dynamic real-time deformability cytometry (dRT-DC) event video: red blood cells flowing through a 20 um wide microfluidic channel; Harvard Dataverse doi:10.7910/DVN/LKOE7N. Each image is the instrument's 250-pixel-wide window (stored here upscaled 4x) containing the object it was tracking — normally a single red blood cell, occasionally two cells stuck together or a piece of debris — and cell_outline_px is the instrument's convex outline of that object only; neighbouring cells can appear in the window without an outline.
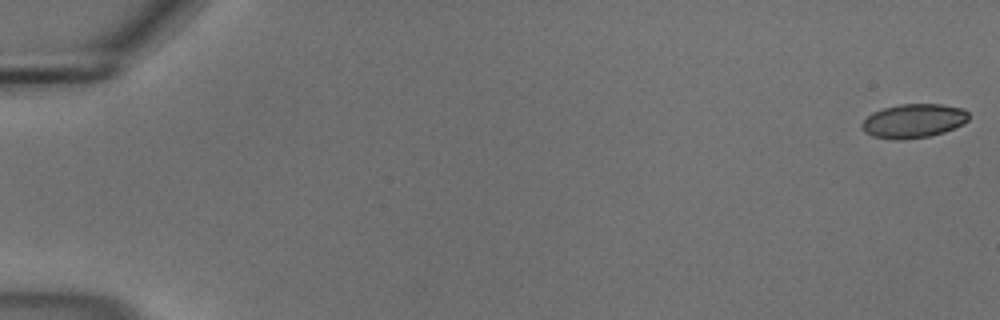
{"species": "common noctule bat (a hibernating species)", "species_latin": "Nyctalus noctula", "temperature_condition": "cold", "stored_images_in_passage": 55, "camera_frame_rate_fps": 3000, "um_per_image_px": 0.085, "animal": {"sex": "male", "body_mass_g": 18.8}, "frame": {"image": 1, "passage_image": 1, "time_ms": 0.0, "image_size_px": [1000, 320], "cell_outline_px": [[968, 120], [964, 124], [944, 132], [928, 136], [904, 140], [872, 136], [864, 132], [860, 124], [872, 112], [884, 108], [900, 104], [940, 104], [964, 108], [968, 112]], "centroid_in_image_um": [77.66, 10.27], "position_along_channel_um": 7.3, "area_um2": 21.15}}
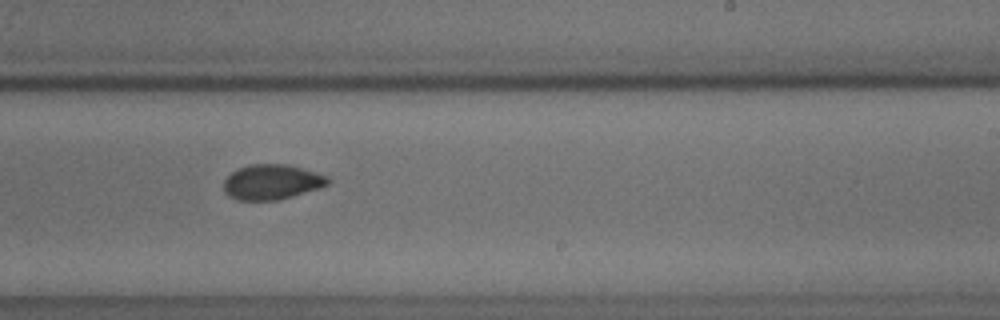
{"frame": {"image": 2, "passage_image": 35, "time_ms": 11.333, "image_size_px": [1000, 320], "cell_outline_px": [[328, 184], [320, 188], [280, 200], [236, 200], [228, 196], [224, 192], [224, 180], [236, 168], [248, 164], [288, 164], [328, 176]], "centroid_in_image_um": [23.07, 15.47], "position_along_channel_um": 265.9, "area_um2": 21.44}}
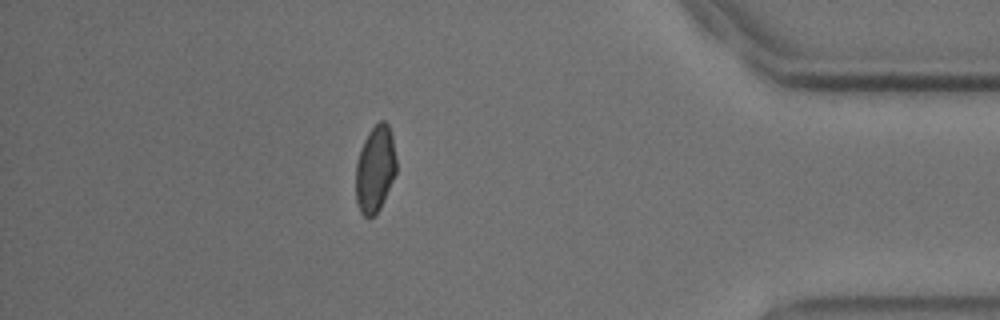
{"frame": {"image": 3, "passage_image": 49, "time_ms": 16.0, "image_size_px": [1000, 320], "cell_outline_px": [[396, 172], [380, 208], [368, 220], [360, 212], [356, 200], [356, 164], [364, 140], [368, 132], [380, 120], [384, 120], [388, 124], [392, 136], [396, 160]], "centroid_in_image_um": [31.88, 14.37], "position_along_channel_um": 403.3, "area_um2": 20.29}, "authors_computed_cell_mechanics": {"area_um2": 21.4438, "velocity_mm_per_s": 3.6951, "shape_relaxation_time_tau1_ms": null, "shape_relaxation_time_tau2_ms": 1.3682, "deformation_change_tau1": null, "deformation_change_tau2": 0.0505}}